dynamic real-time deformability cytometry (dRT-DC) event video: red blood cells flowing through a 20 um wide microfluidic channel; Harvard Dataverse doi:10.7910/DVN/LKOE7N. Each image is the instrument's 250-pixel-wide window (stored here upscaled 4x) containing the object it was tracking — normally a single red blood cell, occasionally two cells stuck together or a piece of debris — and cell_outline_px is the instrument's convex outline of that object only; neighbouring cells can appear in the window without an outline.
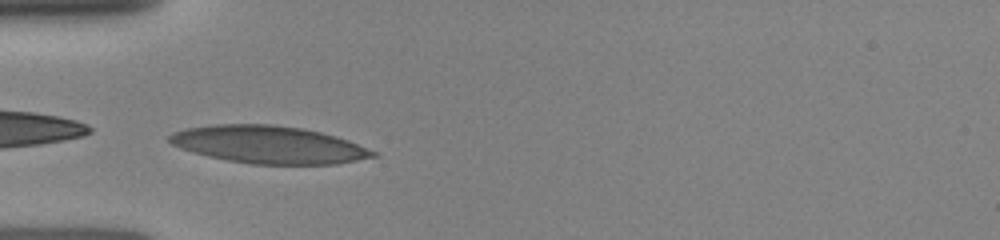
{"species": "human", "species_latin": "Homo sapiens", "temperature_condition": "room temperature", "stored_images_in_passage": 5, "camera_frame_rate_fps": 3000, "um_per_image_px": 0.085, "donor": {"sex": "female"}, "frame": {"image": 1, "passage_image": 1, "time_ms": 0.0, "image_size_px": [1000, 240], "cell_outline_px": [[380, 156], [336, 164], [252, 164], [228, 160], [208, 156], [192, 152], [180, 148], [172, 144], [168, 140], [168, 136], [172, 132], [184, 128], [212, 124], [272, 124], [304, 128], [336, 136], [348, 140], [380, 152]], "centroid_in_image_um": [22.86, 12.29], "position_along_channel_um": 62.1, "area_um2": 44.91}}
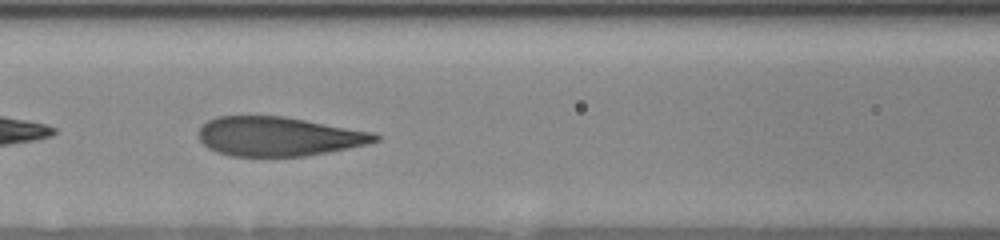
{"frame": {"image": 2, "passage_image": 3, "time_ms": 2.0, "image_size_px": [1000, 240], "cell_outline_px": [[380, 140], [364, 144], [328, 152], [304, 156], [232, 156], [216, 152], [208, 148], [200, 140], [200, 128], [208, 120], [220, 116], [284, 116], [372, 132], [380, 136]], "centroid_in_image_um": [23.66, 11.6], "position_along_channel_um": 142.9, "area_um2": 39.94}}
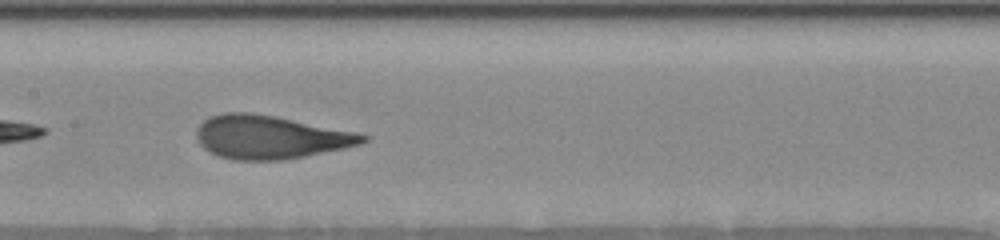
{"frame": {"image": 3, "passage_image": 4, "time_ms": 3.0, "image_size_px": [1000, 240], "cell_outline_px": [[368, 140], [360, 144], [344, 148], [284, 160], [236, 160], [216, 156], [204, 148], [200, 144], [196, 136], [196, 132], [200, 124], [204, 120], [212, 116], [224, 112], [252, 112], [356, 132], [368, 136]], "centroid_in_image_um": [22.93, 11.66], "position_along_channel_um": 184.5, "area_um2": 41.73}}